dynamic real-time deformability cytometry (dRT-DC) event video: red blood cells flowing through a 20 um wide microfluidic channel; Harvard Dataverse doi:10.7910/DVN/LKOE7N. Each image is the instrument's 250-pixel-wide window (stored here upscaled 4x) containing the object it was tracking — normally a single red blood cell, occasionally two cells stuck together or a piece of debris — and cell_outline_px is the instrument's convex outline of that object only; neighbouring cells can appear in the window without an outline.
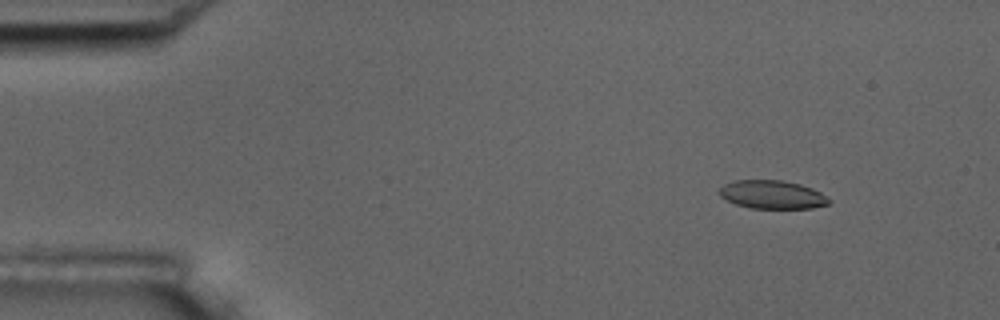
{"species": "common noctule bat (a hibernating species)", "species_latin": "Nyctalus noctula", "temperature_condition": "room temperature", "stored_images_in_passage": 6, "camera_frame_rate_fps": 3000, "um_per_image_px": 0.085, "animal": {"sex": "male", "body_mass_g": 17.5, "forearm_length_mm": 52.3}, "frame": {"image": 1, "passage_image": 2, "time_ms": 0.333, "image_size_px": [1000, 320], "cell_outline_px": [[832, 200], [828, 204], [812, 208], [752, 208], [736, 204], [720, 196], [716, 192], [724, 184], [732, 180], [780, 180], [800, 184], [812, 188], [820, 192]], "centroid_in_image_um": [65.62, 16.53], "position_along_channel_um": 19.4, "area_um2": 18.15}}
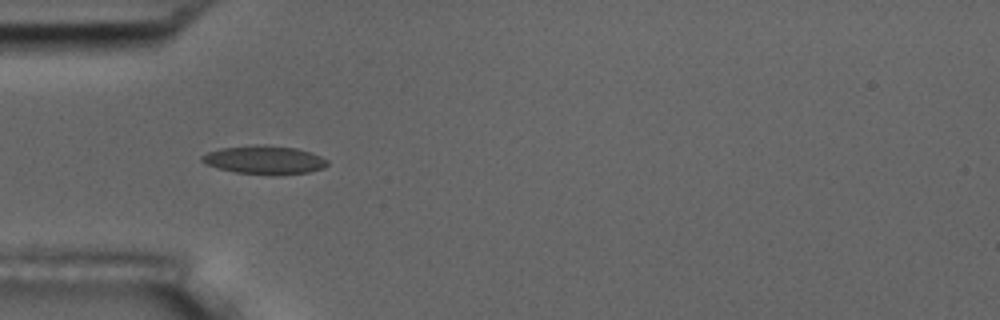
{"frame": {"image": 2, "passage_image": 5, "time_ms": 1.333, "image_size_px": [1000, 320], "cell_outline_px": [[328, 164], [324, 168], [308, 172], [236, 172], [204, 164], [200, 160], [200, 156], [208, 152], [220, 148], [252, 144], [264, 144], [296, 148], [320, 156], [328, 160]], "centroid_in_image_um": [22.42, 13.53], "position_along_channel_um": 62.6, "area_um2": 20.06}}